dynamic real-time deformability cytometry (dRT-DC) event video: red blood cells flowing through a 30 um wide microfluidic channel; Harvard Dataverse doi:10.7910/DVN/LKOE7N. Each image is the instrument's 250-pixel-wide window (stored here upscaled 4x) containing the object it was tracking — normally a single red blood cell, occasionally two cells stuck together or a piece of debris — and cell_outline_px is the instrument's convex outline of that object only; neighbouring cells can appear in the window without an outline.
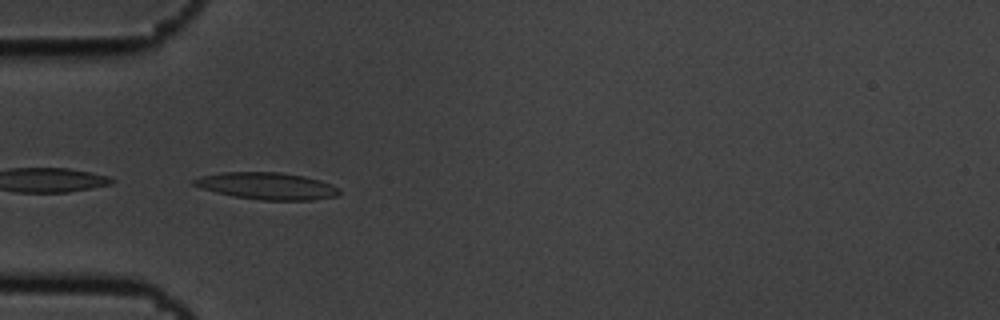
{"species": "common noctule bat (a hibernating species)", "species_latin": "Nyctalus noctula", "temperature_condition": "cold", "stored_images_in_passage": 15, "camera_frame_rate_fps": 3000, "um_per_image_px": 0.085, "animal": {"sex": "male", "body_mass_g": 19.5, "forearm_length_mm": 54.6}, "frame": {"image": 1, "passage_image": 5, "time_ms": 1.333, "image_size_px": [1000, 320], "cell_outline_px": [[340, 192], [336, 196], [312, 200], [264, 200], [232, 196], [200, 188], [192, 184], [192, 180], [200, 176], [220, 172], [280, 172], [304, 176], [320, 180], [332, 184], [340, 188]], "centroid_in_image_um": [22.69, 15.8], "position_along_channel_um": 62.3, "area_um2": 22.95}}
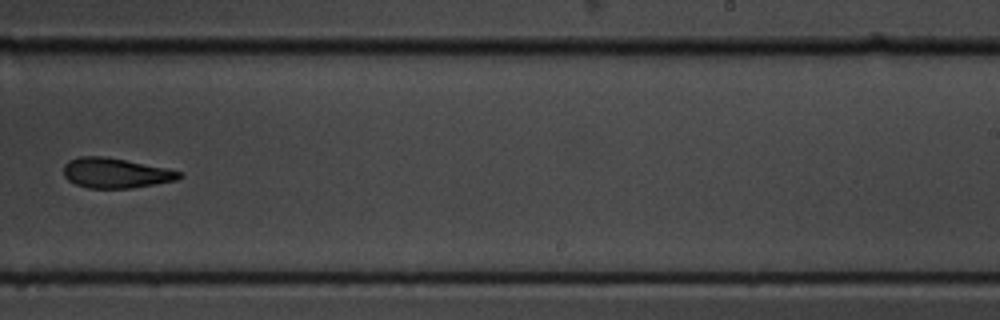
{"frame": {"image": 2, "passage_image": 10, "time_ms": 3.0, "image_size_px": [1000, 320], "cell_outline_px": [[184, 176], [176, 180], [156, 184], [132, 188], [88, 188], [76, 184], [68, 180], [64, 176], [64, 164], [68, 160], [80, 156], [104, 156], [168, 168], [180, 172]], "centroid_in_image_um": [9.83, 14.7], "position_along_channel_um": 279.2, "area_um2": 20.29}}
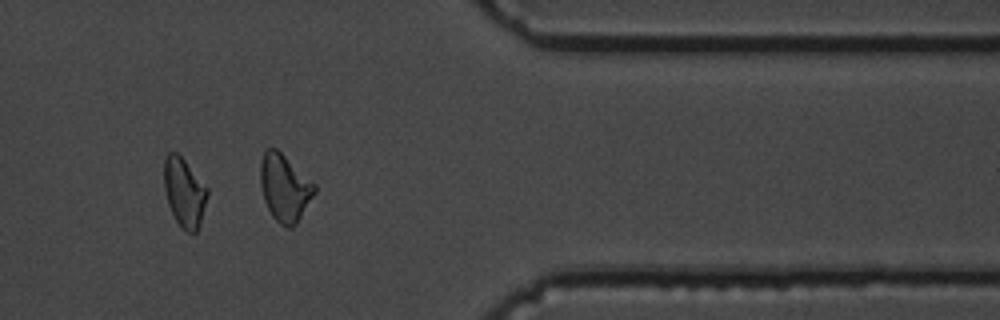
{"frame": {"image": 3, "passage_image": 13, "time_ms": 4.0, "image_size_px": [1000, 320], "cell_outline_px": [[208, 196], [200, 224], [196, 232], [188, 232], [180, 228], [168, 204], [164, 188], [164, 160], [168, 152], [176, 152], [184, 160], [208, 188]], "centroid_in_image_um": [15.66, 16.37], "position_along_channel_um": 395.7, "area_um2": 17.34}}